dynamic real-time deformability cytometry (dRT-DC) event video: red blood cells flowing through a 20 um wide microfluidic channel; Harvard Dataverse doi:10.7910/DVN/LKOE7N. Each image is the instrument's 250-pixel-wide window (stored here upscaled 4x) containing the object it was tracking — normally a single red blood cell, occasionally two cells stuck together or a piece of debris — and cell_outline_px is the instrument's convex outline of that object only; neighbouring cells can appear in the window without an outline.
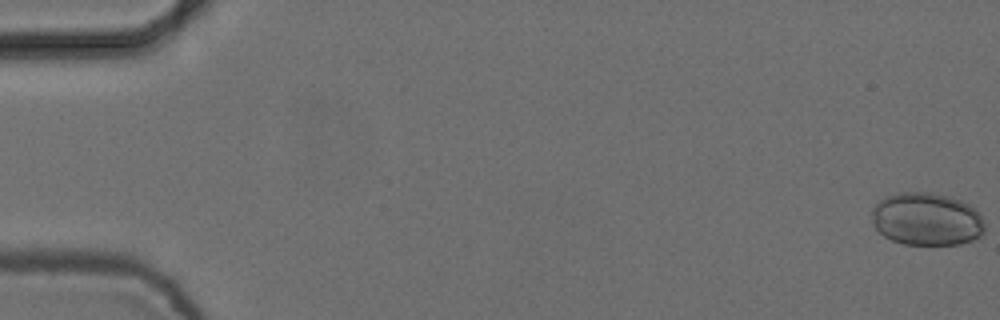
{"species": "common noctule bat (a hibernating species)", "species_latin": "Nyctalus noctula", "temperature_condition": "cold", "stored_images_in_passage": 5, "camera_frame_rate_fps": 3000, "um_per_image_px": 0.085, "animal": {"sex": "female", "body_mass_g": 24.6, "forearm_length_mm": 56.2}, "frame": {"image": 1, "passage_image": 1, "time_ms": 0.0, "image_size_px": [1000, 320], "cell_outline_px": [[984, 232], [980, 236], [972, 240], [960, 244], [904, 244], [892, 240], [884, 236], [876, 228], [872, 216], [872, 208], [884, 196], [900, 192], [932, 192], [948, 196], [960, 200], [976, 208], [980, 212], [984, 224]], "centroid_in_image_um": [78.78, 18.61], "position_along_channel_um": 6.2, "area_um2": 34.91}}